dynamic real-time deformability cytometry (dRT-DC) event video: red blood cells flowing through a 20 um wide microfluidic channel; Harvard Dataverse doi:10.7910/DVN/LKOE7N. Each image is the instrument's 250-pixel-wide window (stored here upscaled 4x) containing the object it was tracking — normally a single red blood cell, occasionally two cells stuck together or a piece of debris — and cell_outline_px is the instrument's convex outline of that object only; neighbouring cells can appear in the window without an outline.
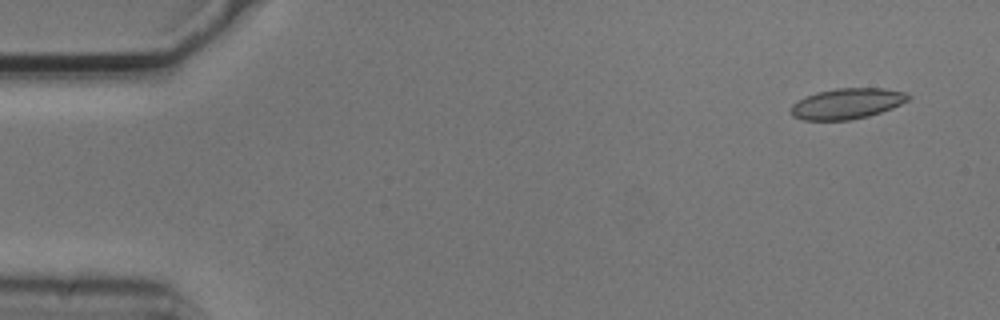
{"species": "common noctule bat (a hibernating species)", "species_latin": "Nyctalus noctula", "temperature_condition": "cold", "stored_images_in_passage": 4, "camera_frame_rate_fps": 3000, "um_per_image_px": 0.085, "animal": {"sex": "male", "body_mass_g": 20.5, "forearm_length_mm": 52.5}, "frame": {"image": 1, "passage_image": 2, "time_ms": 0.333, "image_size_px": [1000, 320], "cell_outline_px": [[912, 96], [908, 100], [892, 108], [868, 116], [848, 120], [804, 120], [792, 116], [792, 104], [816, 92], [836, 88], [884, 88], [904, 92]], "centroid_in_image_um": [72.02, 8.8], "position_along_channel_um": 13.0, "area_um2": 20.75}}